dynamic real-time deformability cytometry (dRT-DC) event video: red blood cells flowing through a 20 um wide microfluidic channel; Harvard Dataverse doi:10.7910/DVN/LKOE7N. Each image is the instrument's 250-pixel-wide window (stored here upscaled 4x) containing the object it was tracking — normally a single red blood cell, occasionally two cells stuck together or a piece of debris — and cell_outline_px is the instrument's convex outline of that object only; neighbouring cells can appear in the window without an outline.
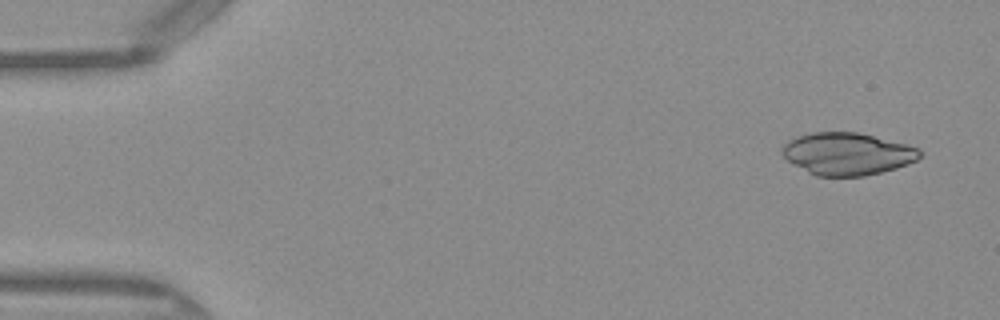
{"species": "Egyptian fruit bat (a non-hibernating species)", "species_latin": "Rousettus aegyptiacus", "temperature_condition": "warm", "stored_images_in_passage": 48, "camera_frame_rate_fps": 3000, "um_per_image_px": 0.085, "frame": {"image": 1, "passage_image": 2, "time_ms": 0.333, "image_size_px": [1000, 320], "cell_outline_px": [[920, 156], [916, 160], [908, 164], [896, 168], [864, 176], [816, 176], [808, 172], [788, 160], [780, 152], [784, 144], [788, 140], [796, 136], [812, 132], [860, 132], [920, 148]], "centroid_in_image_um": [72.01, 13.06], "position_along_channel_um": 13.0, "area_um2": 33.87}}